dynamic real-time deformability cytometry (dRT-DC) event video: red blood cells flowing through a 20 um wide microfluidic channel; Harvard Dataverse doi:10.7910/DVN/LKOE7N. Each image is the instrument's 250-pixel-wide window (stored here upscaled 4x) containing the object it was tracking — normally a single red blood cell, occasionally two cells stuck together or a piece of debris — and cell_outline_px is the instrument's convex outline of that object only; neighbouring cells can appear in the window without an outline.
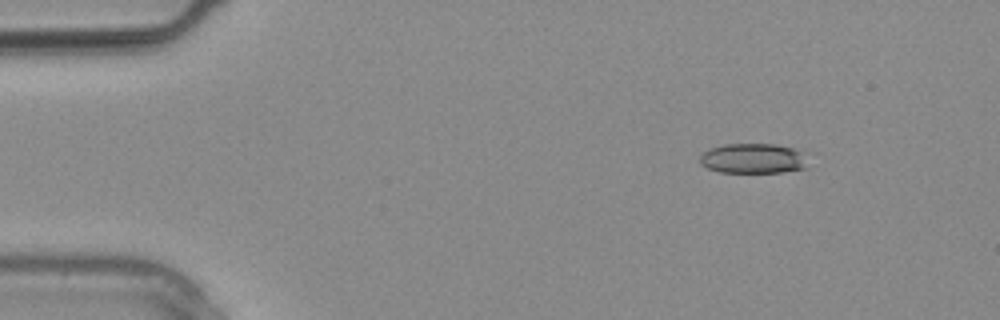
{"species": "common noctule bat (a hibernating species)", "species_latin": "Nyctalus noctula", "temperature_condition": "warm", "stored_images_in_passage": 2, "camera_frame_rate_fps": 3000, "um_per_image_px": 0.085, "animal": {"sex": "male", "body_mass_g": 20.4}, "frame": {"image": 1, "passage_image": 1, "time_ms": 0.0, "image_size_px": [1000, 320], "cell_outline_px": [[808, 168], [780, 172], [720, 172], [708, 168], [700, 164], [700, 156], [704, 152], [712, 148], [724, 144], [776, 144], [792, 148], [800, 152]], "centroid_in_image_um": [63.98, 13.47], "position_along_channel_um": 21.0, "area_um2": 18.61}}